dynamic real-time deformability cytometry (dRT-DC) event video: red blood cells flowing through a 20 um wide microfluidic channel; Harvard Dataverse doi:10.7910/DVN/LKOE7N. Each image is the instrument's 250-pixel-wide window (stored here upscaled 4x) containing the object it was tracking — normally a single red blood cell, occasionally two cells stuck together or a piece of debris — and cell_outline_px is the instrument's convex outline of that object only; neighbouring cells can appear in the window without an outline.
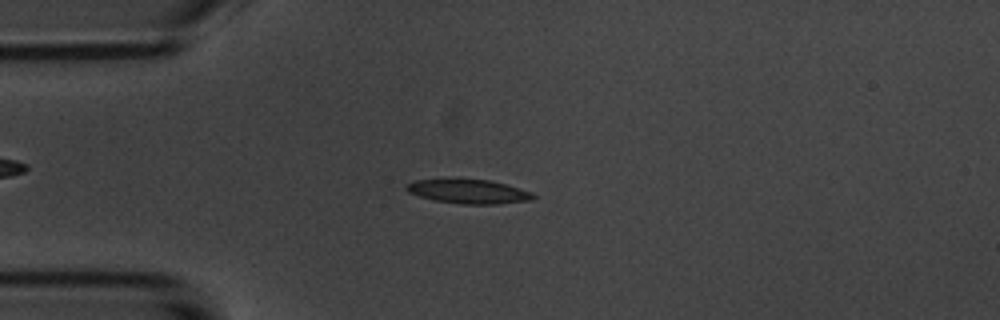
{"species": "common noctule bat (a hibernating species)", "species_latin": "Nyctalus noctula", "temperature_condition": "room temperature", "stored_images_in_passage": 4, "camera_frame_rate_fps": 3000, "um_per_image_px": 0.085, "animal": {"sex": "male", "body_mass_g": 20.1, "forearm_length_mm": 53.5}, "frame": {"image": 1, "passage_image": 3, "time_ms": 2.333, "image_size_px": [1000, 320], "cell_outline_px": [[536, 196], [532, 200], [496, 204], [464, 204], [436, 200], [420, 196], [408, 192], [404, 188], [412, 180], [492, 180], [532, 192]], "centroid_in_image_um": [39.86, 16.28], "position_along_channel_um": 45.1, "area_um2": 17.46}}